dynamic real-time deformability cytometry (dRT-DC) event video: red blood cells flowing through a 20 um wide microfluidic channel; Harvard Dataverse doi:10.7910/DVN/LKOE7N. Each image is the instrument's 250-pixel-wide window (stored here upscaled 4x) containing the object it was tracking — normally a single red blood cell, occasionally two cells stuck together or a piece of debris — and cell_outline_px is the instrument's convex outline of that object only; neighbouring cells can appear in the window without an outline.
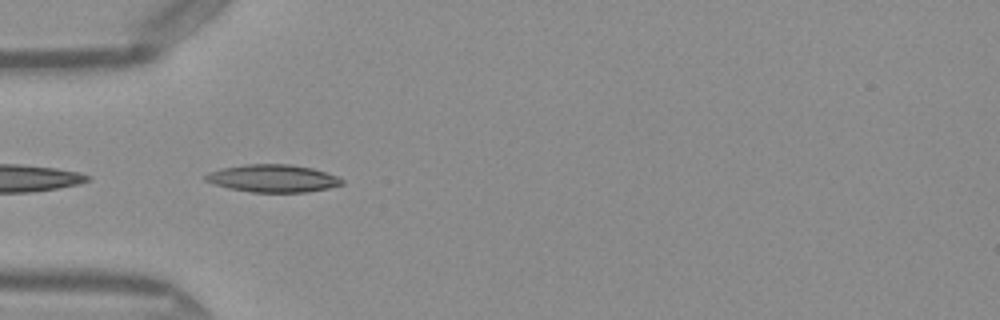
{"species": "Egyptian fruit bat (a non-hibernating species)", "species_latin": "Rousettus aegyptiacus", "temperature_condition": "warm", "stored_images_in_passage": 11, "camera_frame_rate_fps": 3000, "um_per_image_px": 0.085, "frame": {"image": 1, "passage_image": 1, "time_ms": 0.0, "image_size_px": [1000, 320], "cell_outline_px": [[344, 184], [328, 188], [308, 192], [252, 192], [228, 188], [204, 180], [204, 176], [208, 172], [220, 168], [244, 164], [292, 164], [312, 168], [336, 176], [344, 180]], "centroid_in_image_um": [23.18, 15.15], "position_along_channel_um": 61.8, "area_um2": 21.96}}
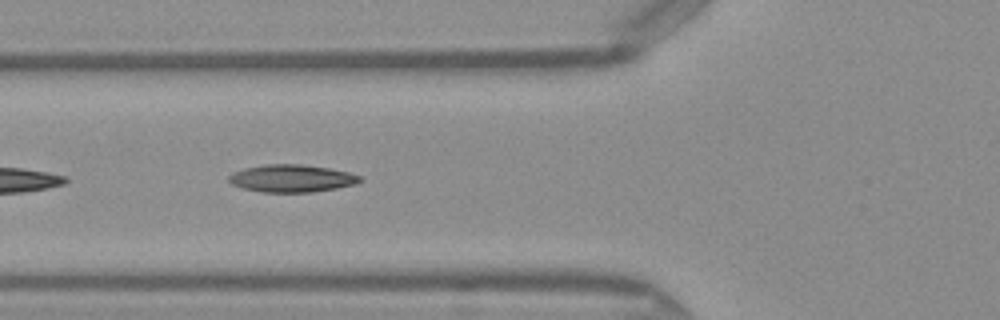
{"frame": {"image": 2, "passage_image": 4, "time_ms": 1.0, "image_size_px": [1000, 320], "cell_outline_px": [[360, 180], [356, 184], [336, 188], [312, 192], [260, 192], [244, 188], [232, 184], [228, 180], [228, 176], [232, 172], [244, 168], [264, 164], [300, 164], [328, 168], [348, 172], [360, 176]], "centroid_in_image_um": [24.75, 15.16], "position_along_channel_um": 101.0, "area_um2": 20.92}}
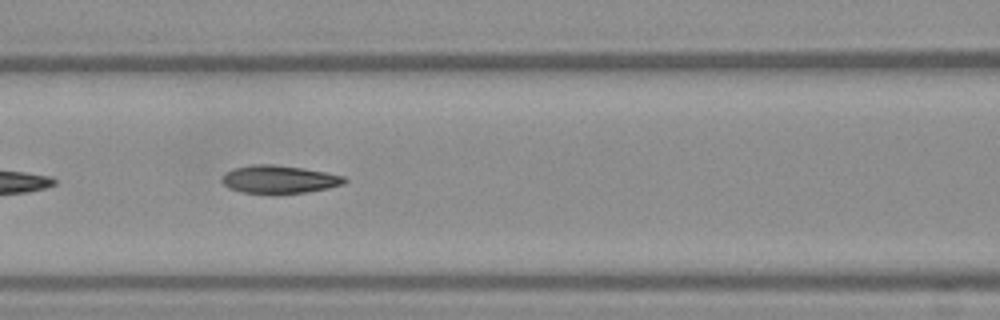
{"frame": {"image": 3, "passage_image": 7, "time_ms": 2.0, "image_size_px": [1000, 320], "cell_outline_px": [[348, 180], [344, 184], [328, 188], [304, 192], [244, 192], [232, 188], [224, 184], [220, 180], [220, 176], [224, 172], [236, 168], [252, 164], [272, 164], [304, 168], [344, 176]], "centroid_in_image_um": [23.73, 15.21], "position_along_channel_um": 142.9, "area_um2": 19.54}}